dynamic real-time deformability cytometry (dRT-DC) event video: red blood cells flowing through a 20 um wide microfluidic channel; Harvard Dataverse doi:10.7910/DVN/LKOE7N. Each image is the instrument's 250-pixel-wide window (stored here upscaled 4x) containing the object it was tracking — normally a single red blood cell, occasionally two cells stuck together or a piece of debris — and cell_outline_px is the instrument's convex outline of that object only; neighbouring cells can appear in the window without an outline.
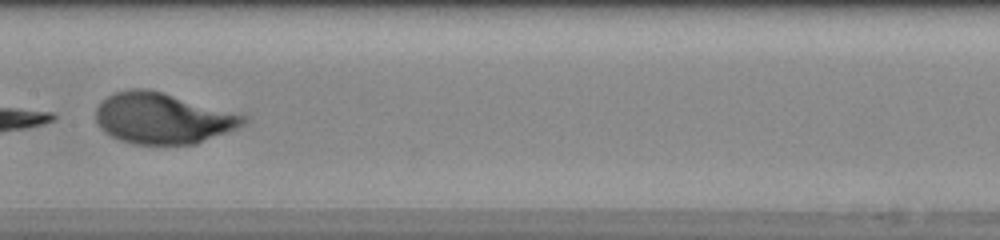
{"species": "human", "species_latin": "Homo sapiens", "temperature_condition": "warm", "stored_images_in_passage": 26, "camera_frame_rate_fps": 3000, "um_per_image_px": 0.085, "donor": {"sex": "female"}, "frame": {"image": 1, "passage_image": 15, "time_ms": 4.667, "image_size_px": [1000, 240], "cell_outline_px": [[248, 120], [244, 124], [236, 128], [196, 144], [132, 144], [120, 140], [104, 132], [100, 128], [96, 120], [96, 108], [108, 96], [116, 92], [132, 88], [148, 88], [248, 116]], "centroid_in_image_um": [13.82, 10.06], "position_along_channel_um": 193.6, "area_um2": 43.52}}